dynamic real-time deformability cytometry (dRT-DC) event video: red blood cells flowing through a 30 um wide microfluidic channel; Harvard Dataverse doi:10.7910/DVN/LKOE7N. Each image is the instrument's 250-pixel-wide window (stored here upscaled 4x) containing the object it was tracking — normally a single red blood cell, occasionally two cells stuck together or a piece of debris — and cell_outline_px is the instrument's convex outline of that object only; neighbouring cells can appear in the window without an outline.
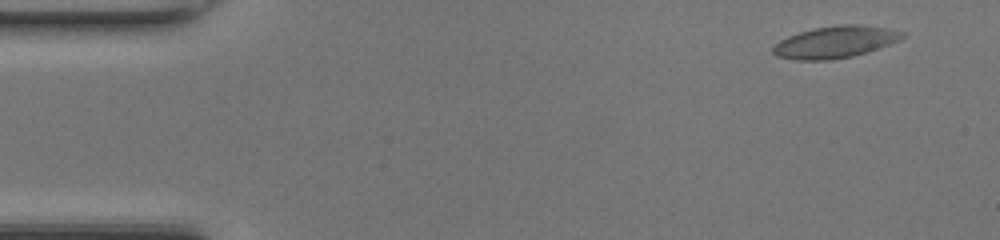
{"species": "common noctule bat (a hibernating species)", "species_latin": "Nyctalus noctula", "temperature_condition": "room temperature", "stored_images_in_passage": 48, "camera_frame_rate_fps": 3000, "um_per_image_px": 0.085, "animal": {"sex": "female", "body_mass_g": 17.0, "forearm_length_mm": 48.0}, "frame": {"image": 1, "passage_image": 3, "time_ms": 0.667, "image_size_px": [1000, 240], "cell_outline_px": [[908, 36], [900, 40], [852, 56], [828, 60], [796, 60], [776, 56], [772, 52], [772, 48], [780, 40], [788, 36], [812, 28], [836, 24], [856, 24], [888, 28], [908, 32]], "centroid_in_image_um": [71.01, 3.55], "position_along_channel_um": 14.0, "area_um2": 24.1}}
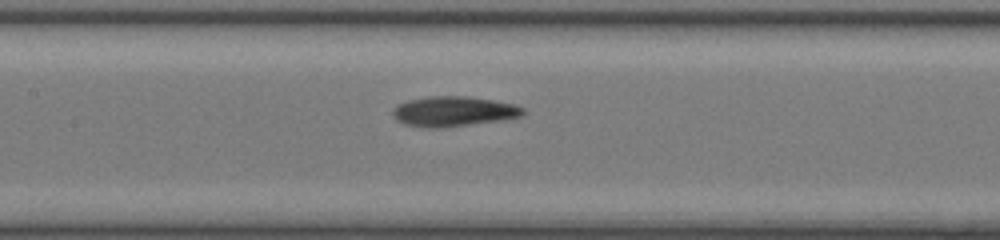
{"frame": {"image": 2, "passage_image": 22, "time_ms": 7.0, "image_size_px": [1000, 240], "cell_outline_px": [[528, 112], [520, 116], [504, 120], [440, 128], [424, 128], [404, 124], [396, 120], [392, 112], [396, 104], [408, 100], [428, 96], [468, 96], [492, 100], [512, 104], [524, 108]], "centroid_in_image_um": [38.54, 9.47], "position_along_channel_um": 168.9, "area_um2": 23.0}}
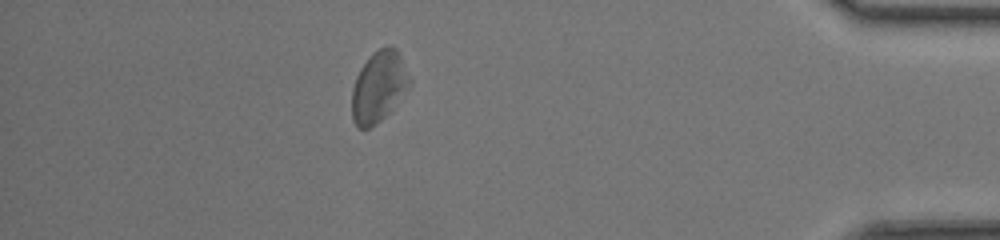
{"frame": {"image": 3, "passage_image": 42, "time_ms": 13.667, "image_size_px": [1000, 240], "cell_outline_px": [[412, 84], [388, 112], [376, 124], [368, 128], [356, 128], [352, 120], [352, 88], [356, 76], [360, 68], [372, 52], [388, 44], [396, 48], [400, 52]], "centroid_in_image_um": [32.18, 7.33], "position_along_channel_um": 403.0, "area_um2": 23.99}, "authors_computed_cell_mechanics": {"area_um2": 22.8599, "velocity_mm_per_s": 4.2707, "shape_relaxation_time_tau1_ms": 4.3157, "shape_relaxation_time_tau2_ms": 4.1152, "deformation_change_tau1": 0.1139, "deformation_change_tau2": 0.1331}}